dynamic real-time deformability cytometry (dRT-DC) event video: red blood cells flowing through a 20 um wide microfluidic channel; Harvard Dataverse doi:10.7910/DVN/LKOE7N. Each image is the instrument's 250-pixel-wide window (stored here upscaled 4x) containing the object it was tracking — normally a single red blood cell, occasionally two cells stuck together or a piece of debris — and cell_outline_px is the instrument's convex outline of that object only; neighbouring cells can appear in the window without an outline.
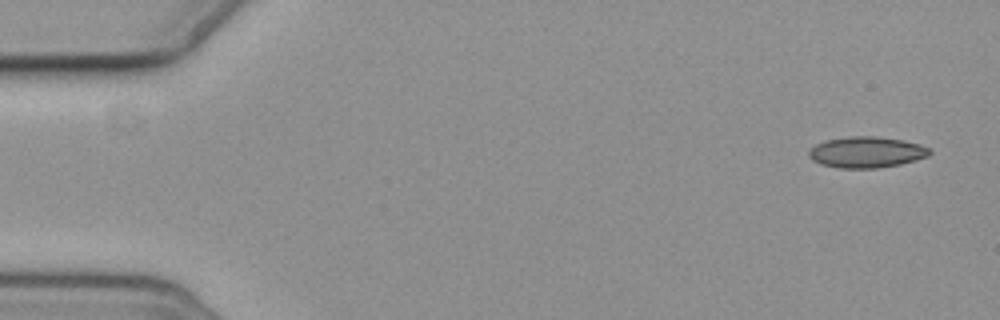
{"species": "common noctule bat (a hibernating species)", "species_latin": "Nyctalus noctula", "temperature_condition": "cold", "stored_images_in_passage": 8, "camera_frame_rate_fps": 3000, "um_per_image_px": 0.085, "animal": {"sex": "female", "body_mass_g": 19.3, "forearm_length_mm": 54.1}, "frame": {"image": 1, "passage_image": 1, "time_ms": 0.0, "image_size_px": [1000, 320], "cell_outline_px": [[932, 152], [928, 156], [916, 160], [900, 164], [880, 168], [840, 168], [820, 164], [812, 160], [808, 156], [808, 152], [816, 144], [828, 140], [848, 136], [872, 136], [904, 140], [920, 144], [932, 148]], "centroid_in_image_um": [73.69, 12.94], "position_along_channel_um": 11.3, "area_um2": 21.96}}
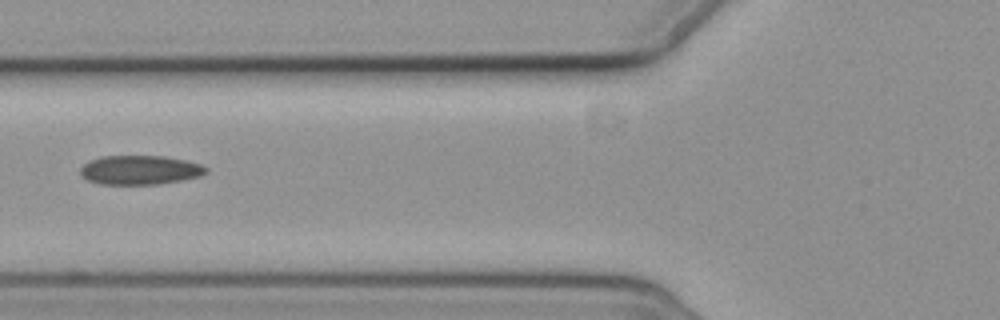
{"frame": {"image": 2, "passage_image": 6, "time_ms": 6.667, "image_size_px": [1000, 320], "cell_outline_px": [[208, 172], [200, 176], [180, 180], [156, 184], [100, 184], [88, 180], [80, 172], [80, 168], [88, 160], [100, 156], [164, 156], [188, 160], [200, 164], [208, 168]], "centroid_in_image_um": [11.9, 14.43], "position_along_channel_um": 113.9, "area_um2": 21.39}}
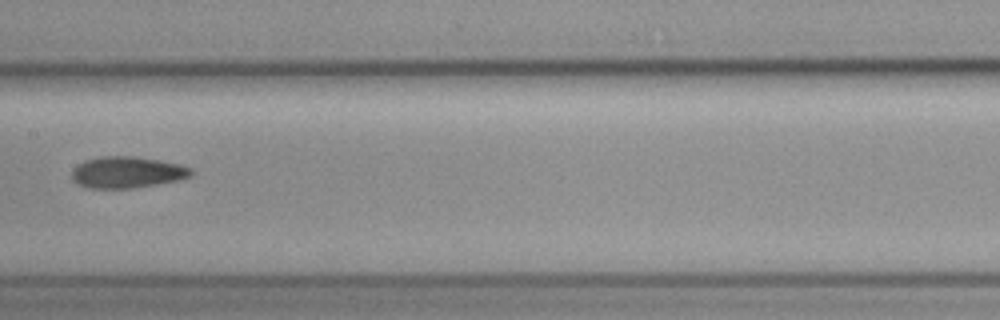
{"frame": {"image": 3, "passage_image": 8, "time_ms": 9.0, "image_size_px": [1000, 320], "cell_outline_px": [[192, 176], [180, 180], [136, 188], [88, 188], [76, 184], [72, 180], [72, 168], [84, 160], [100, 156], [132, 156], [160, 160], [180, 164], [192, 168]], "centroid_in_image_um": [10.79, 14.65], "position_along_channel_um": 196.6, "area_um2": 22.2}}